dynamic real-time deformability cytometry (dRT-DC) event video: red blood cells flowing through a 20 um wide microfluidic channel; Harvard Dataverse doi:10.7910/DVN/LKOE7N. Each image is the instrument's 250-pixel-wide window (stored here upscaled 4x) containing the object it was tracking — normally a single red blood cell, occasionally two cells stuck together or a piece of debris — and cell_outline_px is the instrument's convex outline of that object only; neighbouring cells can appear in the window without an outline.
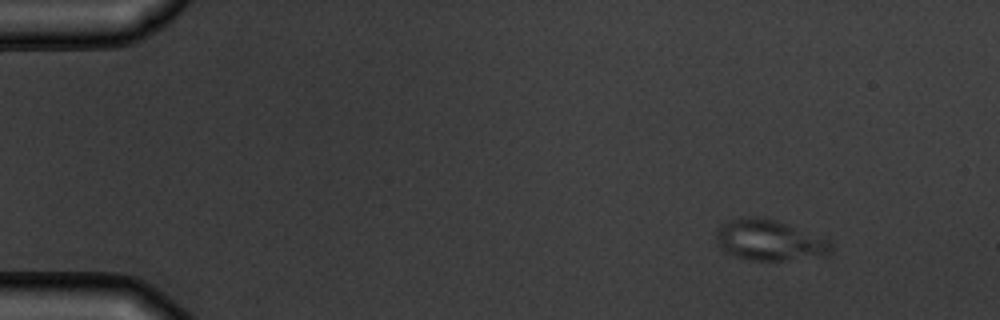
{"species": "common noctule bat (a hibernating species)", "species_latin": "Nyctalus noctula", "temperature_condition": "warm", "stored_images_in_passage": 4, "camera_frame_rate_fps": 3000, "um_per_image_px": 0.085, "animal": {"sex": "male", "body_mass_g": 19.5, "forearm_length_mm": 54.6}, "frame": {"image": 1, "passage_image": 1, "time_ms": 0.0, "image_size_px": [1000, 320], "cell_outline_px": [[832, 252], [828, 256], [784, 260], [752, 260], [736, 256], [724, 252], [716, 244], [716, 232], [728, 220], [740, 216], [748, 216], [772, 220], [784, 224], [828, 240], [832, 244]], "centroid_in_image_um": [65.36, 20.44], "position_along_channel_um": 19.6, "area_um2": 26.88}}